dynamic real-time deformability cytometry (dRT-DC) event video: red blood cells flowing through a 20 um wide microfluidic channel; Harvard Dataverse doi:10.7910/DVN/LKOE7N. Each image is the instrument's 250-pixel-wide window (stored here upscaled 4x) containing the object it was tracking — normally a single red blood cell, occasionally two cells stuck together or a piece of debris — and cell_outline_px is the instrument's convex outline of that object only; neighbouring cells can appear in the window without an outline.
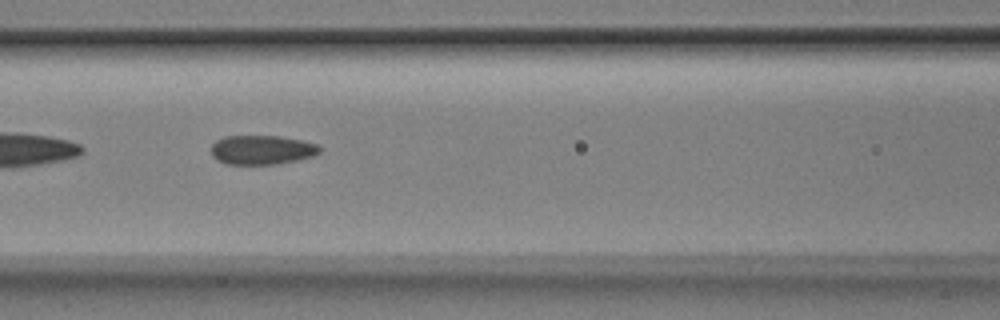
{"species": "Egyptian fruit bat (a non-hibernating species)", "species_latin": "Rousettus aegyptiacus", "temperature_condition": "room temperature", "stored_images_in_passage": 51, "camera_frame_rate_fps": 3000, "um_per_image_px": 0.085, "animal": {"sex": "male"}, "frame": {"image": 1, "passage_image": 22, "time_ms": 7.0, "image_size_px": [1000, 320], "cell_outline_px": [[324, 148], [320, 152], [312, 156], [296, 160], [276, 164], [228, 164], [216, 160], [212, 156], [212, 144], [216, 140], [224, 136], [280, 136], [320, 144]], "centroid_in_image_um": [22.28, 12.73], "position_along_channel_um": 144.3, "area_um2": 18.61}}
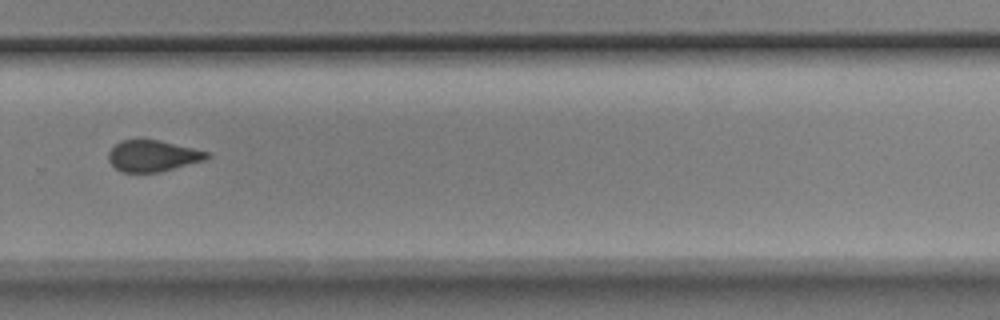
{"frame": {"image": 2, "passage_image": 35, "time_ms": 11.333, "image_size_px": [1000, 320], "cell_outline_px": [[212, 156], [204, 160], [160, 172], [120, 172], [108, 160], [108, 152], [120, 140], [160, 140], [212, 152]], "centroid_in_image_um": [13.02, 13.25], "position_along_channel_um": 316.8, "area_um2": 18.03}}
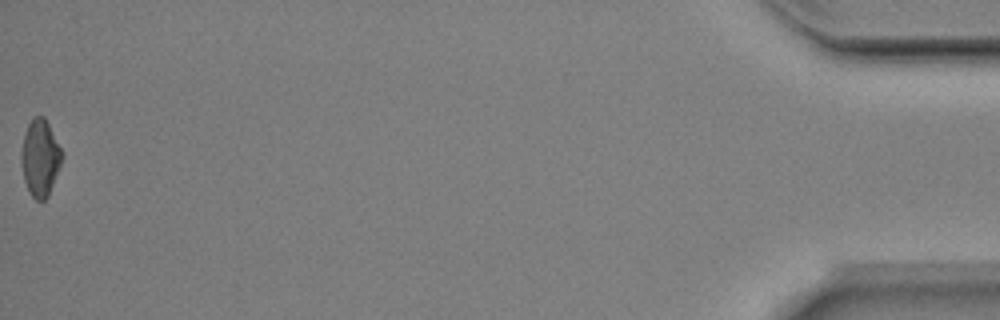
{"frame": {"image": 3, "passage_image": 51, "time_ms": 16.667, "image_size_px": [1000, 320], "cell_outline_px": [[64, 156], [48, 196], [44, 200], [36, 200], [32, 196], [24, 180], [20, 160], [20, 152], [24, 132], [32, 116], [44, 116], [64, 152]], "centroid_in_image_um": [3.41, 13.38], "position_along_channel_um": 431.8, "area_um2": 18.44}, "authors_computed_cell_mechanics": {"area_um2": 19.1896, "velocity_mm_per_s": 3.9968, "shape_relaxation_time_tau1_ms": 7.167, "shape_relaxation_time_tau2_ms": 1.3094, "deformation_change_tau1": 0.136, "deformation_change_tau2": 0.0773}}